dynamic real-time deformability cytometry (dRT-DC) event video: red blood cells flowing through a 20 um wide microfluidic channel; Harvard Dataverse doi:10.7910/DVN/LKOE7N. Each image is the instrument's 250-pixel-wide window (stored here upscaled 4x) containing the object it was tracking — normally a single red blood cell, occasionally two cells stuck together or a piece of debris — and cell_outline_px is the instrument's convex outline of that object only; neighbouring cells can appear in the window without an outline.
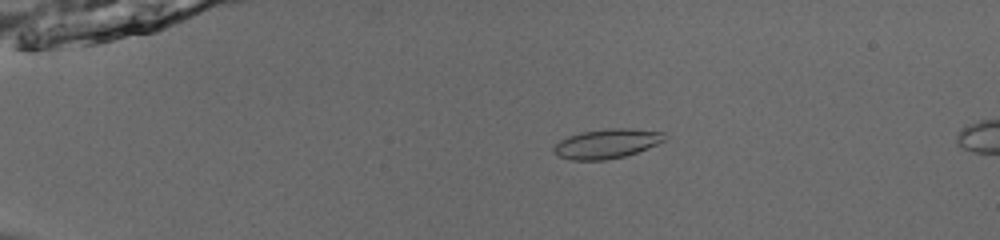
{"species": "common noctule bat (a hibernating species)", "species_latin": "Nyctalus noctula", "temperature_condition": "room temperature", "stored_images_in_passage": 54, "camera_frame_rate_fps": 3000, "um_per_image_px": 0.085, "animal": {"sex": "male", "body_mass_g": 13.0, "forearm_length_mm": 53.1}, "frame": {"image": 1, "passage_image": 13, "time_ms": 4.0, "image_size_px": [1000, 240], "cell_outline_px": [[664, 140], [648, 148], [624, 156], [604, 160], [572, 160], [560, 156], [552, 148], [560, 140], [568, 136], [580, 132], [608, 128], [632, 128], [664, 132]], "centroid_in_image_um": [51.57, 12.2], "position_along_channel_um": 33.4, "area_um2": 18.84}}
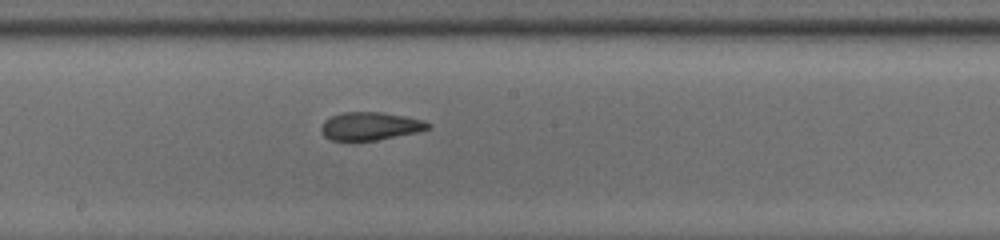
{"frame": {"image": 2, "passage_image": 32, "time_ms": 10.333, "image_size_px": [1000, 240], "cell_outline_px": [[432, 128], [420, 132], [376, 140], [332, 140], [324, 136], [320, 132], [320, 128], [324, 120], [332, 116], [344, 112], [384, 112], [424, 120], [432, 124]], "centroid_in_image_um": [31.51, 10.72], "position_along_channel_um": 216.7, "area_um2": 17.63}}
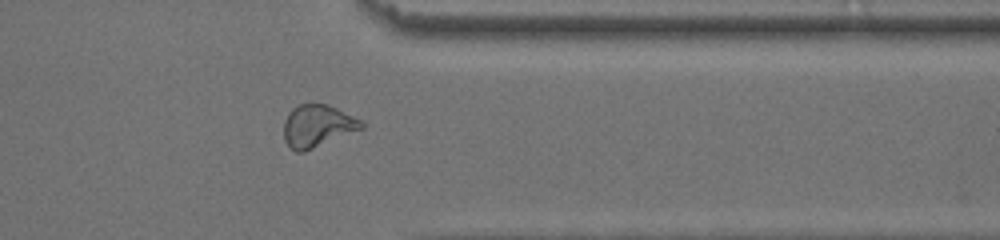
{"frame": {"image": 3, "passage_image": 45, "time_ms": 14.667, "image_size_px": [1000, 240], "cell_outline_px": [[364, 128], [304, 152], [296, 152], [284, 140], [284, 120], [288, 112], [292, 108], [300, 104], [328, 104], [360, 120], [364, 124]], "centroid_in_image_um": [26.96, 10.71], "position_along_channel_um": 384.4, "area_um2": 19.02}, "authors_computed_cell_mechanics": {"area_um2": 18.6983, "velocity_mm_per_s": 3.9222, "shape_relaxation_time_tau1_ms": 9.1742, "shape_relaxation_time_tau2_ms": 2.114, "deformation_change_tau1": 0.2125, "deformation_change_tau2": 0.0949}}